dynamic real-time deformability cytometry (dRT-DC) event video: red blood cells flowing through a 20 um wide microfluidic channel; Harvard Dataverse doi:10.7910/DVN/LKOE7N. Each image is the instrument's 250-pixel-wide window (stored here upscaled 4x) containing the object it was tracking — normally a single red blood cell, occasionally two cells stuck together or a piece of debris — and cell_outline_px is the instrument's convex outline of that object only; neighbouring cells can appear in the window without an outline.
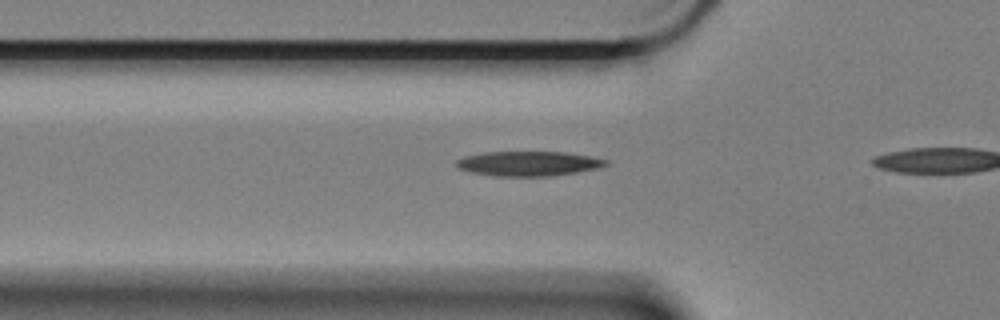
{"species": "Egyptian fruit bat (a non-hibernating species)", "species_latin": "Rousettus aegyptiacus", "temperature_condition": "cold", "stored_images_in_passage": 4, "camera_frame_rate_fps": 3000, "um_per_image_px": 0.085, "animal": {"sex": "female"}, "frame": {"image": 1, "passage_image": 2, "time_ms": 0.333, "image_size_px": [1000, 320], "cell_outline_px": [[608, 164], [596, 168], [576, 172], [548, 176], [492, 176], [472, 172], [460, 168], [456, 164], [456, 160], [464, 156], [484, 152], [564, 152], [588, 156], [608, 160]], "centroid_in_image_um": [44.89, 13.9], "position_along_channel_um": 80.9, "area_um2": 21.27}}